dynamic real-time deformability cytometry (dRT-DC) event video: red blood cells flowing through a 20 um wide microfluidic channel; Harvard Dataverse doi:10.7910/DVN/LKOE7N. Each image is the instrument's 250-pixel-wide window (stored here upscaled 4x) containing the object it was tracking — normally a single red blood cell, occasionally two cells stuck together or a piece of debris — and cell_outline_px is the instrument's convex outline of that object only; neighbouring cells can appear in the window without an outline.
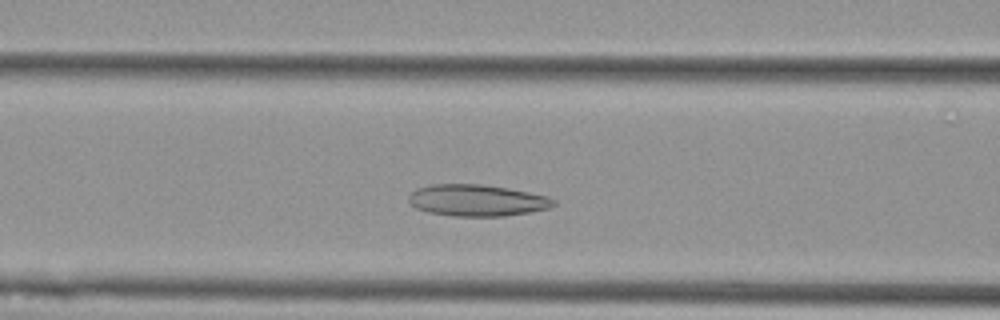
{"species": "Egyptian fruit bat (a non-hibernating species)", "species_latin": "Rousettus aegyptiacus", "temperature_condition": "cold", "stored_images_in_passage": 42, "camera_frame_rate_fps": 3000, "um_per_image_px": 0.085, "animal": {"sex": "female"}, "frame": {"image": 1, "passage_image": 13, "time_ms": 4.0, "image_size_px": [1000, 320], "cell_outline_px": [[556, 204], [548, 208], [528, 212], [504, 216], [452, 216], [428, 212], [416, 208], [408, 200], [408, 196], [416, 188], [432, 184], [480, 184], [508, 188], [548, 196], [556, 200]], "centroid_in_image_um": [40.53, 17.02], "position_along_channel_um": 126.1, "area_um2": 26.65}}
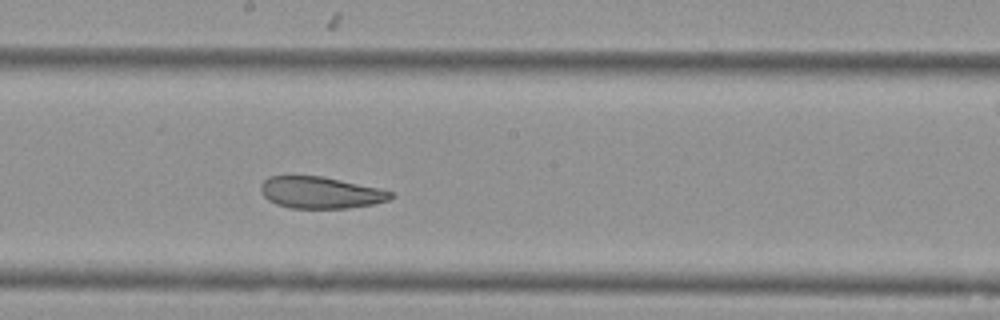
{"frame": {"image": 2, "passage_image": 21, "time_ms": 6.667, "image_size_px": [1000, 320], "cell_outline_px": [[396, 196], [388, 200], [372, 204], [348, 208], [292, 208], [276, 204], [268, 200], [260, 192], [260, 184], [268, 176], [320, 176], [380, 188], [392, 192]], "centroid_in_image_um": [27.23, 16.37], "position_along_channel_um": 221.0, "area_um2": 23.99}}
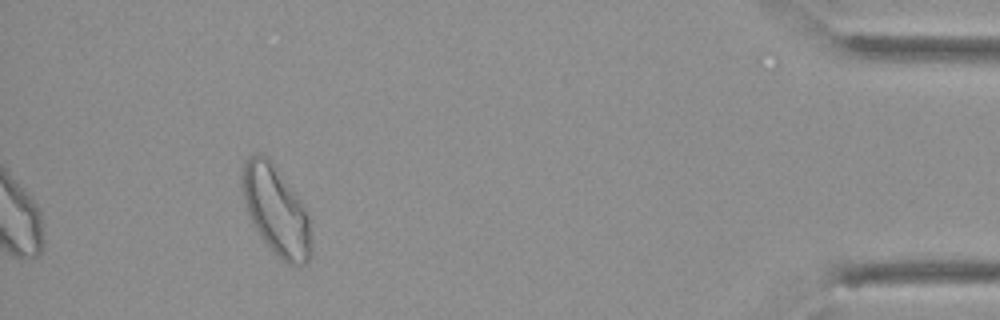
{"frame": {"image": 3, "passage_image": 42, "time_ms": 13.667, "image_size_px": [1000, 320], "cell_outline_px": [[312, 256], [300, 268], [288, 264], [264, 240], [252, 224], [248, 216], [240, 188], [240, 172], [248, 156], [252, 152], [260, 152], [268, 156], [300, 200], [308, 212], [312, 244]], "centroid_in_image_um": [23.44, 17.85], "position_along_channel_um": 411.8, "area_um2": 36.36}, "authors_computed_cell_mechanics": {"area_um2": 26.9348, "velocity_mm_per_s": 3.5789, "shape_relaxation_time_tau1_ms": null, "shape_relaxation_time_tau2_ms": 3.0707, "deformation_change_tau1": null, "deformation_change_tau2": 0.0787}}